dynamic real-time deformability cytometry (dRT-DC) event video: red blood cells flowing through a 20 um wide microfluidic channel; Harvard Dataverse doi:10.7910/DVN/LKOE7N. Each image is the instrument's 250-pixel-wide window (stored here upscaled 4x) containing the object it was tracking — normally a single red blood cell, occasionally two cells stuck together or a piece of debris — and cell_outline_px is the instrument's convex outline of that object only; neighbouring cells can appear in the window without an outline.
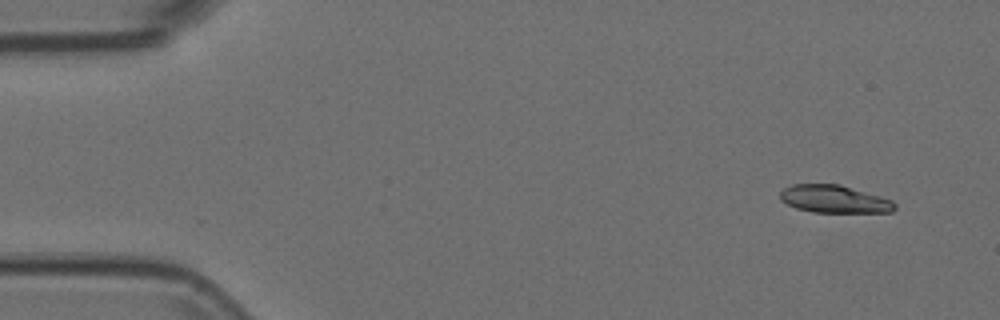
{"species": "Egyptian fruit bat (a non-hibernating species)", "species_latin": "Rousettus aegyptiacus", "temperature_condition": "room temperature", "stored_images_in_passage": 11, "camera_frame_rate_fps": 3000, "um_per_image_px": 0.085, "animal": {"sex": "female"}, "frame": {"image": 1, "passage_image": 3, "time_ms": 0.667, "image_size_px": [1000, 320], "cell_outline_px": [[896, 208], [892, 212], [812, 212], [796, 208], [780, 200], [780, 192], [784, 188], [792, 184], [840, 184], [880, 196], [892, 200], [896, 204]], "centroid_in_image_um": [70.91, 16.92], "position_along_channel_um": 14.1, "area_um2": 18.5}}